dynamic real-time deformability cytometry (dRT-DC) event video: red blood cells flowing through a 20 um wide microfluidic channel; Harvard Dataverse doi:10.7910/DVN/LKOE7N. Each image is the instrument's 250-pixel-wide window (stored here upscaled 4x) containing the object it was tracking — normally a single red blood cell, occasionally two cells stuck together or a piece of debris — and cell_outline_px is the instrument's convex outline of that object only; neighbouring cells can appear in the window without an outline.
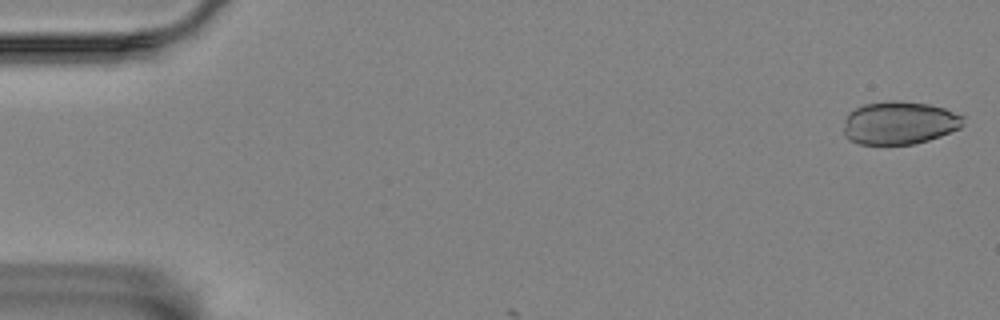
{"species": "Egyptian fruit bat (a non-hibernating species)", "species_latin": "Rousettus aegyptiacus", "temperature_condition": "room temperature", "stored_images_in_passage": 7, "camera_frame_rate_fps": 3000, "um_per_image_px": 0.085, "animal": {"sex": "female"}, "frame": {"image": 1, "passage_image": 2, "time_ms": 0.333, "image_size_px": [1000, 320], "cell_outline_px": [[964, 124], [960, 128], [940, 136], [928, 140], [912, 144], [884, 148], [856, 144], [848, 140], [844, 136], [844, 120], [848, 112], [864, 104], [888, 100], [896, 100], [928, 104], [944, 108], [964, 116]], "centroid_in_image_um": [76.39, 10.49], "position_along_channel_um": 8.6, "area_um2": 31.04}}